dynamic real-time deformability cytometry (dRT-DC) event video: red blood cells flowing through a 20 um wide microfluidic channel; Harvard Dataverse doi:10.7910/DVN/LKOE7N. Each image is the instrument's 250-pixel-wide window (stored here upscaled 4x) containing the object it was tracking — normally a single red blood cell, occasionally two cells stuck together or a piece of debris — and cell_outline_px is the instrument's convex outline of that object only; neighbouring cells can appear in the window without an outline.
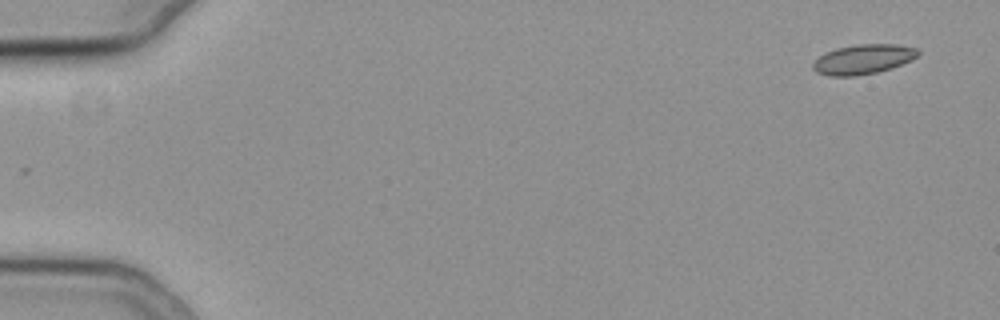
{"species": "common noctule bat (a hibernating species)", "species_latin": "Nyctalus noctula", "temperature_condition": "cold", "stored_images_in_passage": 54, "camera_frame_rate_fps": 3000, "um_per_image_px": 0.085, "animal": {"sex": "female", "body_mass_g": 19.3, "forearm_length_mm": 54.1}, "frame": {"image": 1, "passage_image": 1, "time_ms": 0.0, "image_size_px": [1000, 320], "cell_outline_px": [[920, 52], [912, 60], [892, 68], [876, 72], [856, 76], [828, 76], [816, 72], [812, 68], [812, 64], [824, 52], [836, 48], [856, 44], [896, 44], [916, 48]], "centroid_in_image_um": [73.35, 5.04], "position_along_channel_um": 11.7, "area_um2": 18.26}}
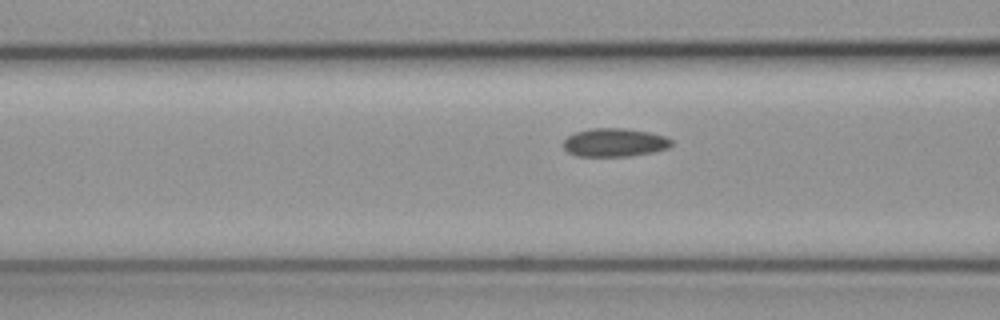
{"frame": {"image": 2, "passage_image": 21, "time_ms": 6.667, "image_size_px": [1000, 320], "cell_outline_px": [[672, 144], [668, 148], [652, 152], [628, 156], [576, 156], [568, 152], [564, 148], [564, 140], [568, 136], [576, 132], [592, 128], [624, 128], [648, 132], [664, 136], [672, 140]], "centroid_in_image_um": [52.23, 12.11], "position_along_channel_um": 114.4, "area_um2": 17.74}}
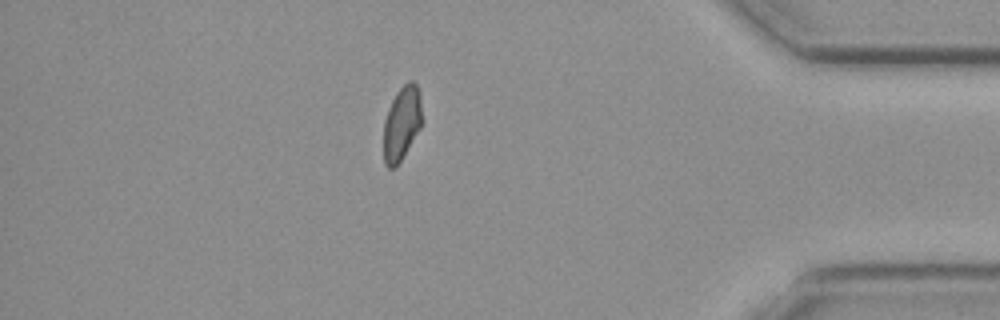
{"frame": {"image": 3, "passage_image": 47, "time_ms": 15.333, "image_size_px": [1000, 320], "cell_outline_px": [[424, 120], [420, 128], [396, 168], [388, 168], [384, 164], [384, 120], [388, 108], [396, 92], [408, 80], [412, 80], [416, 84], [420, 92]], "centroid_in_image_um": [34.17, 10.46], "position_along_channel_um": 401.0, "area_um2": 16.94}, "authors_computed_cell_mechanics": {"area_um2": 17.5134, "velocity_mm_per_s": 3.738, "shape_relaxation_time_tau1_ms": null, "shape_relaxation_time_tau2_ms": 2.5807, "deformation_change_tau1": null, "deformation_change_tau2": 0.0715}}